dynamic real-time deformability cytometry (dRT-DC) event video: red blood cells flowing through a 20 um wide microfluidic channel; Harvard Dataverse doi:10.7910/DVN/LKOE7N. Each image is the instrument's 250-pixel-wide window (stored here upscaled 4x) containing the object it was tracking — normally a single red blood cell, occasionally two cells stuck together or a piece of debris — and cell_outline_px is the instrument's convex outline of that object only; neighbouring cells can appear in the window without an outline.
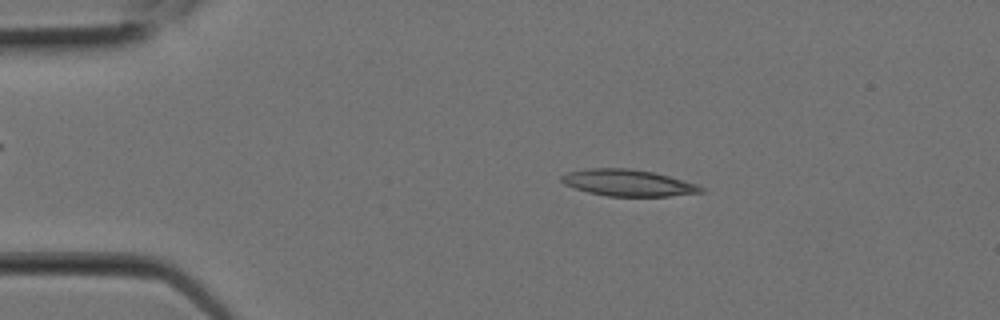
{"species": "Egyptian fruit bat (a non-hibernating species)", "species_latin": "Rousettus aegyptiacus", "temperature_condition": "room temperature", "stored_images_in_passage": 5, "camera_frame_rate_fps": 3000, "um_per_image_px": 0.085, "animal": {"sex": "female"}, "frame": {"image": 1, "passage_image": 3, "time_ms": 0.667, "image_size_px": [1000, 320], "cell_outline_px": [[704, 192], [668, 196], [608, 196], [588, 192], [564, 184], [560, 180], [560, 176], [568, 172], [588, 168], [632, 168], [652, 172], [668, 176], [696, 184], [704, 188]], "centroid_in_image_um": [53.36, 15.53], "position_along_channel_um": 31.6, "area_um2": 21.44}}